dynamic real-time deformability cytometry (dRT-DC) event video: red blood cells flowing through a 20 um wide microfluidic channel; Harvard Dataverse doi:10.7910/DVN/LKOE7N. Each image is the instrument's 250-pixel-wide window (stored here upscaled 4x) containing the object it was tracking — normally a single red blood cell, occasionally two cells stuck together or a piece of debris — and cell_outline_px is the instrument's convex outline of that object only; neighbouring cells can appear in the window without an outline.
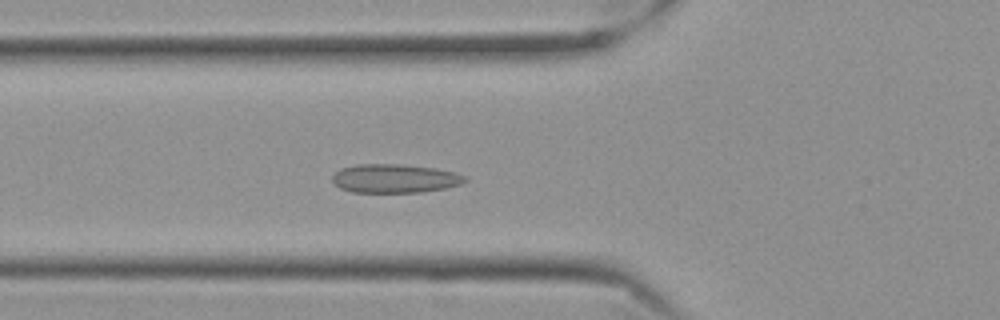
{"species": "Egyptian fruit bat (a non-hibernating species)", "species_latin": "Rousettus aegyptiacus", "temperature_condition": "cold", "stored_images_in_passage": 58, "camera_frame_rate_fps": 3000, "um_per_image_px": 0.085, "frame": {"image": 1, "passage_image": 21, "time_ms": 6.667, "image_size_px": [1000, 320], "cell_outline_px": [[468, 180], [460, 184], [444, 188], [420, 192], [352, 192], [340, 188], [332, 180], [332, 176], [340, 168], [356, 164], [400, 164], [436, 168], [452, 172], [464, 176]], "centroid_in_image_um": [33.52, 15.16], "position_along_channel_um": 92.3, "area_um2": 22.08}}
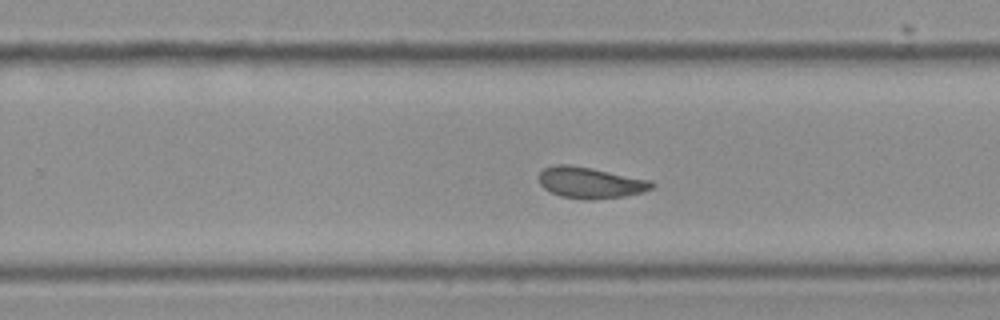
{"frame": {"image": 2, "passage_image": 37, "time_ms": 12.0, "image_size_px": [1000, 320], "cell_outline_px": [[656, 184], [652, 188], [644, 192], [624, 196], [592, 200], [584, 200], [560, 196], [544, 188], [540, 184], [540, 172], [544, 168], [552, 164], [568, 164], [592, 168], [652, 180]], "centroid_in_image_um": [50.2, 15.52], "position_along_channel_um": 279.6, "area_um2": 20.69}}
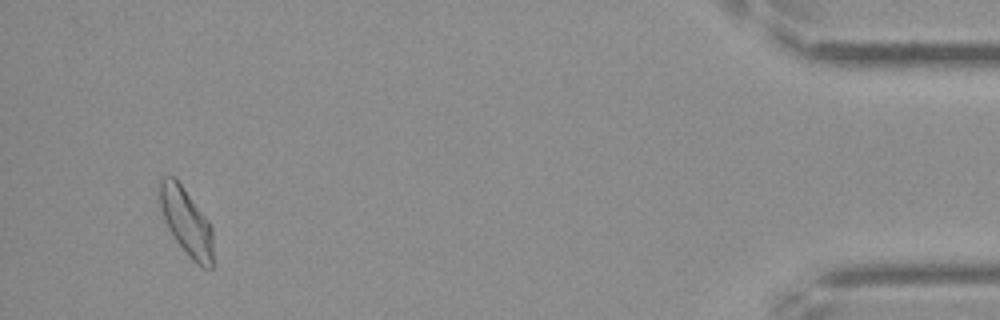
{"frame": {"image": 3, "passage_image": 55, "time_ms": 18.0, "image_size_px": [1000, 320], "cell_outline_px": [[212, 268], [204, 268], [196, 264], [188, 256], [176, 240], [168, 228], [164, 220], [160, 204], [160, 176], [172, 176], [180, 184], [208, 220], [212, 228]], "centroid_in_image_um": [15.84, 18.88], "position_along_channel_um": 419.4, "area_um2": 20.52}, "authors_computed_cell_mechanics": {"area_um2": 20.808, "velocity_mm_per_s": 3.504, "shape_relaxation_time_tau1_ms": null, "shape_relaxation_time_tau2_ms": 1.6875, "deformation_change_tau1": null, "deformation_change_tau2": 0.075}}